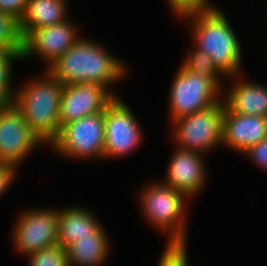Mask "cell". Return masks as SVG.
<instances>
[{
  "label": "cell",
  "mask_w": 267,
  "mask_h": 266,
  "mask_svg": "<svg viewBox=\"0 0 267 266\" xmlns=\"http://www.w3.org/2000/svg\"><path fill=\"white\" fill-rule=\"evenodd\" d=\"M46 70L63 85L96 83L111 90L125 76V64L102 46L83 36ZM110 85V87H109Z\"/></svg>",
  "instance_id": "obj_1"
},
{
  "label": "cell",
  "mask_w": 267,
  "mask_h": 266,
  "mask_svg": "<svg viewBox=\"0 0 267 266\" xmlns=\"http://www.w3.org/2000/svg\"><path fill=\"white\" fill-rule=\"evenodd\" d=\"M16 89L13 104L21 112L30 130L49 147L60 133V101L64 85L47 70Z\"/></svg>",
  "instance_id": "obj_2"
},
{
  "label": "cell",
  "mask_w": 267,
  "mask_h": 266,
  "mask_svg": "<svg viewBox=\"0 0 267 266\" xmlns=\"http://www.w3.org/2000/svg\"><path fill=\"white\" fill-rule=\"evenodd\" d=\"M190 21L194 47L208 55L226 76L240 75L242 50L239 38L224 13L217 9L182 17Z\"/></svg>",
  "instance_id": "obj_3"
},
{
  "label": "cell",
  "mask_w": 267,
  "mask_h": 266,
  "mask_svg": "<svg viewBox=\"0 0 267 266\" xmlns=\"http://www.w3.org/2000/svg\"><path fill=\"white\" fill-rule=\"evenodd\" d=\"M140 192V208L147 222L168 233L167 243H187L185 202L189 198L161 181L146 185Z\"/></svg>",
  "instance_id": "obj_4"
},
{
  "label": "cell",
  "mask_w": 267,
  "mask_h": 266,
  "mask_svg": "<svg viewBox=\"0 0 267 266\" xmlns=\"http://www.w3.org/2000/svg\"><path fill=\"white\" fill-rule=\"evenodd\" d=\"M104 143L105 110L65 123L50 147L68 159H103Z\"/></svg>",
  "instance_id": "obj_5"
},
{
  "label": "cell",
  "mask_w": 267,
  "mask_h": 266,
  "mask_svg": "<svg viewBox=\"0 0 267 266\" xmlns=\"http://www.w3.org/2000/svg\"><path fill=\"white\" fill-rule=\"evenodd\" d=\"M224 101L172 122L177 148L206 154L222 145ZM204 152V153H203Z\"/></svg>",
  "instance_id": "obj_6"
},
{
  "label": "cell",
  "mask_w": 267,
  "mask_h": 266,
  "mask_svg": "<svg viewBox=\"0 0 267 266\" xmlns=\"http://www.w3.org/2000/svg\"><path fill=\"white\" fill-rule=\"evenodd\" d=\"M169 95L171 122L220 102L222 89L209 77L181 65L171 83Z\"/></svg>",
  "instance_id": "obj_7"
},
{
  "label": "cell",
  "mask_w": 267,
  "mask_h": 266,
  "mask_svg": "<svg viewBox=\"0 0 267 266\" xmlns=\"http://www.w3.org/2000/svg\"><path fill=\"white\" fill-rule=\"evenodd\" d=\"M132 109L116 97L105 109V143L103 159L130 154L142 144L143 133Z\"/></svg>",
  "instance_id": "obj_8"
},
{
  "label": "cell",
  "mask_w": 267,
  "mask_h": 266,
  "mask_svg": "<svg viewBox=\"0 0 267 266\" xmlns=\"http://www.w3.org/2000/svg\"><path fill=\"white\" fill-rule=\"evenodd\" d=\"M19 216L11 237L17 252L28 256L58 244V208H30Z\"/></svg>",
  "instance_id": "obj_9"
},
{
  "label": "cell",
  "mask_w": 267,
  "mask_h": 266,
  "mask_svg": "<svg viewBox=\"0 0 267 266\" xmlns=\"http://www.w3.org/2000/svg\"><path fill=\"white\" fill-rule=\"evenodd\" d=\"M44 145L30 130L14 104L0 105V162L18 167L36 147Z\"/></svg>",
  "instance_id": "obj_10"
},
{
  "label": "cell",
  "mask_w": 267,
  "mask_h": 266,
  "mask_svg": "<svg viewBox=\"0 0 267 266\" xmlns=\"http://www.w3.org/2000/svg\"><path fill=\"white\" fill-rule=\"evenodd\" d=\"M66 20L57 25H51L33 30L24 40L22 59L39 56L47 62V68L70 49L81 37L74 23Z\"/></svg>",
  "instance_id": "obj_11"
},
{
  "label": "cell",
  "mask_w": 267,
  "mask_h": 266,
  "mask_svg": "<svg viewBox=\"0 0 267 266\" xmlns=\"http://www.w3.org/2000/svg\"><path fill=\"white\" fill-rule=\"evenodd\" d=\"M115 98L107 88L96 83L64 85L60 101V126L104 111Z\"/></svg>",
  "instance_id": "obj_12"
},
{
  "label": "cell",
  "mask_w": 267,
  "mask_h": 266,
  "mask_svg": "<svg viewBox=\"0 0 267 266\" xmlns=\"http://www.w3.org/2000/svg\"><path fill=\"white\" fill-rule=\"evenodd\" d=\"M203 156L200 152L176 147L166 169L165 178L161 182L184 193L189 199L197 196L205 187L207 176Z\"/></svg>",
  "instance_id": "obj_13"
},
{
  "label": "cell",
  "mask_w": 267,
  "mask_h": 266,
  "mask_svg": "<svg viewBox=\"0 0 267 266\" xmlns=\"http://www.w3.org/2000/svg\"><path fill=\"white\" fill-rule=\"evenodd\" d=\"M267 138V117L243 115L229 110L224 104L222 145L240 153Z\"/></svg>",
  "instance_id": "obj_14"
},
{
  "label": "cell",
  "mask_w": 267,
  "mask_h": 266,
  "mask_svg": "<svg viewBox=\"0 0 267 266\" xmlns=\"http://www.w3.org/2000/svg\"><path fill=\"white\" fill-rule=\"evenodd\" d=\"M87 208L70 206L58 209V245L66 248L78 238L91 237V235H107L100 221Z\"/></svg>",
  "instance_id": "obj_15"
},
{
  "label": "cell",
  "mask_w": 267,
  "mask_h": 266,
  "mask_svg": "<svg viewBox=\"0 0 267 266\" xmlns=\"http://www.w3.org/2000/svg\"><path fill=\"white\" fill-rule=\"evenodd\" d=\"M227 78H231L232 81L235 78L232 83L234 85L231 86V89L227 92L228 94L223 99L225 106L229 110L243 115L267 117L266 86L256 82L241 81L239 74Z\"/></svg>",
  "instance_id": "obj_16"
},
{
  "label": "cell",
  "mask_w": 267,
  "mask_h": 266,
  "mask_svg": "<svg viewBox=\"0 0 267 266\" xmlns=\"http://www.w3.org/2000/svg\"><path fill=\"white\" fill-rule=\"evenodd\" d=\"M67 0H28L19 31L24 40L33 30L65 22L68 16Z\"/></svg>",
  "instance_id": "obj_17"
},
{
  "label": "cell",
  "mask_w": 267,
  "mask_h": 266,
  "mask_svg": "<svg viewBox=\"0 0 267 266\" xmlns=\"http://www.w3.org/2000/svg\"><path fill=\"white\" fill-rule=\"evenodd\" d=\"M108 240L107 235L78 238L65 248L68 266H102L110 256Z\"/></svg>",
  "instance_id": "obj_18"
},
{
  "label": "cell",
  "mask_w": 267,
  "mask_h": 266,
  "mask_svg": "<svg viewBox=\"0 0 267 266\" xmlns=\"http://www.w3.org/2000/svg\"><path fill=\"white\" fill-rule=\"evenodd\" d=\"M16 60H23L22 50H0V105L14 102L16 89L12 86V65Z\"/></svg>",
  "instance_id": "obj_19"
},
{
  "label": "cell",
  "mask_w": 267,
  "mask_h": 266,
  "mask_svg": "<svg viewBox=\"0 0 267 266\" xmlns=\"http://www.w3.org/2000/svg\"><path fill=\"white\" fill-rule=\"evenodd\" d=\"M186 55L181 66L191 72L200 74L212 79L221 89H223L221 83V77H226L213 63V60L205 53L199 51L194 47L193 51ZM220 77V78H219Z\"/></svg>",
  "instance_id": "obj_20"
},
{
  "label": "cell",
  "mask_w": 267,
  "mask_h": 266,
  "mask_svg": "<svg viewBox=\"0 0 267 266\" xmlns=\"http://www.w3.org/2000/svg\"><path fill=\"white\" fill-rule=\"evenodd\" d=\"M22 49L23 39L19 31V22L0 11V50Z\"/></svg>",
  "instance_id": "obj_21"
},
{
  "label": "cell",
  "mask_w": 267,
  "mask_h": 266,
  "mask_svg": "<svg viewBox=\"0 0 267 266\" xmlns=\"http://www.w3.org/2000/svg\"><path fill=\"white\" fill-rule=\"evenodd\" d=\"M26 257L29 266H68L66 249L58 244Z\"/></svg>",
  "instance_id": "obj_22"
},
{
  "label": "cell",
  "mask_w": 267,
  "mask_h": 266,
  "mask_svg": "<svg viewBox=\"0 0 267 266\" xmlns=\"http://www.w3.org/2000/svg\"><path fill=\"white\" fill-rule=\"evenodd\" d=\"M168 4L175 16L180 19L190 14L217 9L209 0H168Z\"/></svg>",
  "instance_id": "obj_23"
},
{
  "label": "cell",
  "mask_w": 267,
  "mask_h": 266,
  "mask_svg": "<svg viewBox=\"0 0 267 266\" xmlns=\"http://www.w3.org/2000/svg\"><path fill=\"white\" fill-rule=\"evenodd\" d=\"M247 158L251 159L255 165L267 171V138L261 140L256 145L250 147L243 153Z\"/></svg>",
  "instance_id": "obj_24"
},
{
  "label": "cell",
  "mask_w": 267,
  "mask_h": 266,
  "mask_svg": "<svg viewBox=\"0 0 267 266\" xmlns=\"http://www.w3.org/2000/svg\"><path fill=\"white\" fill-rule=\"evenodd\" d=\"M28 0H0V11L20 22L25 14Z\"/></svg>",
  "instance_id": "obj_25"
},
{
  "label": "cell",
  "mask_w": 267,
  "mask_h": 266,
  "mask_svg": "<svg viewBox=\"0 0 267 266\" xmlns=\"http://www.w3.org/2000/svg\"><path fill=\"white\" fill-rule=\"evenodd\" d=\"M17 169L15 165L0 162V197L10 188L14 179L17 178L15 177L18 172Z\"/></svg>",
  "instance_id": "obj_26"
}]
</instances>
